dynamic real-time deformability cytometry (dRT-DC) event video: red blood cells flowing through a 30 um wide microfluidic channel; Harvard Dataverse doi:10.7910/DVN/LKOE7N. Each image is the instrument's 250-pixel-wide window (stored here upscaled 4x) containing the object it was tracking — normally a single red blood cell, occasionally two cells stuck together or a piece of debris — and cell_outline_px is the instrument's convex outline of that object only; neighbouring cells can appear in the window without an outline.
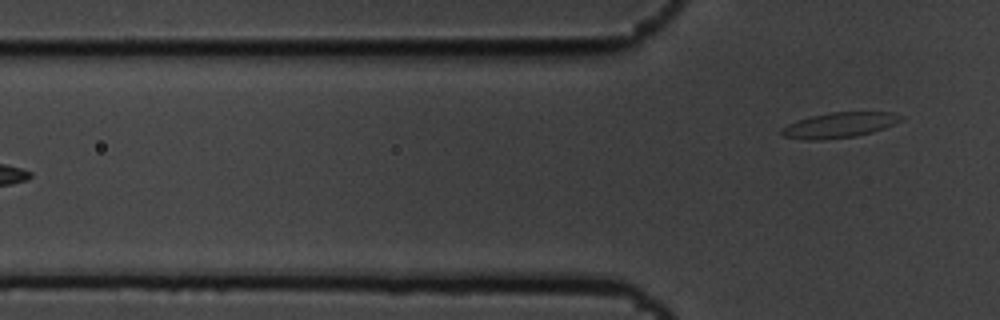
{"species": "common noctule bat (a hibernating species)", "species_latin": "Nyctalus noctula", "temperature_condition": "cold", "stored_images_in_passage": 7, "camera_frame_rate_fps": 3000, "um_per_image_px": 0.085, "animal": {"sex": "male", "body_mass_g": 19.5, "forearm_length_mm": 54.6}, "frame": {"image": 1, "passage_image": 7, "time_ms": 2.0, "image_size_px": [1000, 320], "cell_outline_px": [[904, 116], [900, 120], [884, 128], [872, 132], [856, 136], [820, 140], [808, 140], [784, 136], [780, 132], [780, 128], [796, 120], [812, 116], [832, 112], [892, 112]], "centroid_in_image_um": [71.31, 10.63], "position_along_channel_um": 54.5, "area_um2": 17.46}}